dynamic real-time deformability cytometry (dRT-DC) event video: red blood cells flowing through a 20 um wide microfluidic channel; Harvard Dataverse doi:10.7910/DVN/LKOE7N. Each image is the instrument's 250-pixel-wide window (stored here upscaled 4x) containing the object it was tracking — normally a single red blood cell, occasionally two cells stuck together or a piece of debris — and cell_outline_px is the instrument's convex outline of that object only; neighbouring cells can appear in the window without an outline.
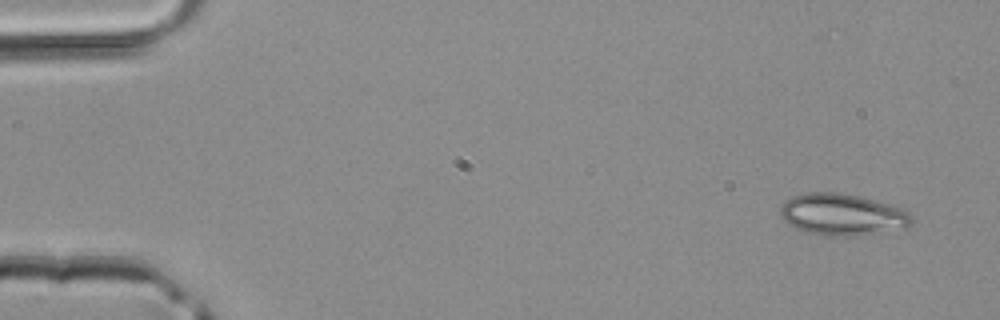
{"species": "common noctule bat (a hibernating species)", "species_latin": "Nyctalus noctula", "temperature_condition": "room temperature", "stored_images_in_passage": 5, "segment_of_instrument_passage": [1, 2], "camera_frame_rate_fps": 3000, "um_per_image_px": 0.085, "animal": {"sex": "male", "body_mass_g": 20.4}, "frame": {"image": 1, "passage_image": 1, "time_ms": 0.0, "image_size_px": [1000, 320], "cell_outline_px": [[912, 224], [904, 228], [852, 236], [832, 236], [804, 232], [788, 224], [780, 216], [780, 208], [792, 196], [808, 192], [840, 192], [860, 196], [888, 204], [900, 208], [908, 212], [912, 216]], "centroid_in_image_um": [71.57, 18.23], "position_along_channel_um": 13.4, "area_um2": 31.73}}